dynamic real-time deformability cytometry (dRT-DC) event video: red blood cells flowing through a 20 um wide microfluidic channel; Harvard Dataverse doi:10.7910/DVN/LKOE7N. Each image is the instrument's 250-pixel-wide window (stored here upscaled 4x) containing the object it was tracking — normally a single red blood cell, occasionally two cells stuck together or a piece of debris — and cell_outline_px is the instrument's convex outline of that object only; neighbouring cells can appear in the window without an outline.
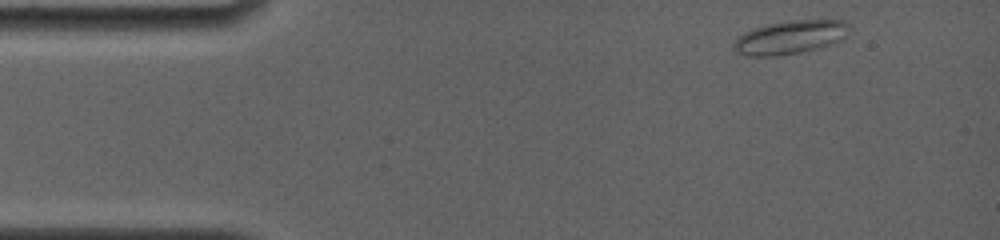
{"species": "common noctule bat (a hibernating species)", "species_latin": "Nyctalus noctula", "temperature_condition": "room temperature", "stored_images_in_passage": 7, "camera_frame_rate_fps": 4000, "um_per_image_px": 0.085, "animal": {"sex": "female", "body_mass_g": 19.0, "forearm_length_mm": 56.7}, "frame": {"image": 1, "passage_image": 1, "time_ms": 0.0, "image_size_px": [1000, 240], "cell_outline_px": [[852, 28], [844, 40], [820, 48], [800, 52], [776, 56], [748, 56], [732, 52], [732, 44], [736, 36], [752, 28], [768, 24], [788, 20], [844, 20]], "centroid_in_image_um": [67.15, 3.17], "position_along_channel_um": 17.8, "area_um2": 23.24}}
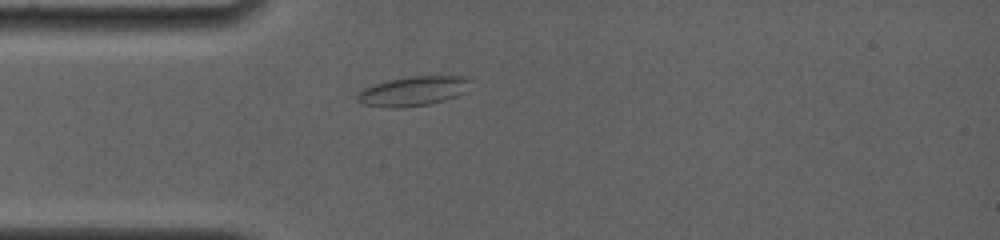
{"frame": {"image": 2, "passage_image": 5, "time_ms": 2.75, "image_size_px": [1000, 240], "cell_outline_px": [[468, 80], [460, 92], [456, 96], [444, 100], [428, 104], [404, 108], [392, 108], [364, 104], [356, 100], [356, 96], [364, 88], [372, 84], [388, 80], [408, 76], [468, 76]], "centroid_in_image_um": [35.01, 7.75], "position_along_channel_um": 50.0, "area_um2": 19.07}}
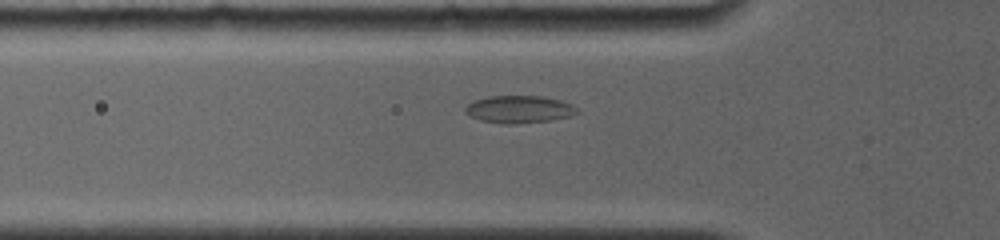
{"frame": {"image": 3, "passage_image": 7, "time_ms": 3.75, "image_size_px": [1000, 240], "cell_outline_px": [[580, 112], [568, 116], [552, 120], [516, 124], [504, 124], [480, 120], [468, 116], [464, 112], [464, 108], [468, 104], [476, 100], [488, 96], [544, 96], [560, 100], [572, 104]], "centroid_in_image_um": [44.11, 9.29], "position_along_channel_um": 81.7, "area_um2": 17.98}}